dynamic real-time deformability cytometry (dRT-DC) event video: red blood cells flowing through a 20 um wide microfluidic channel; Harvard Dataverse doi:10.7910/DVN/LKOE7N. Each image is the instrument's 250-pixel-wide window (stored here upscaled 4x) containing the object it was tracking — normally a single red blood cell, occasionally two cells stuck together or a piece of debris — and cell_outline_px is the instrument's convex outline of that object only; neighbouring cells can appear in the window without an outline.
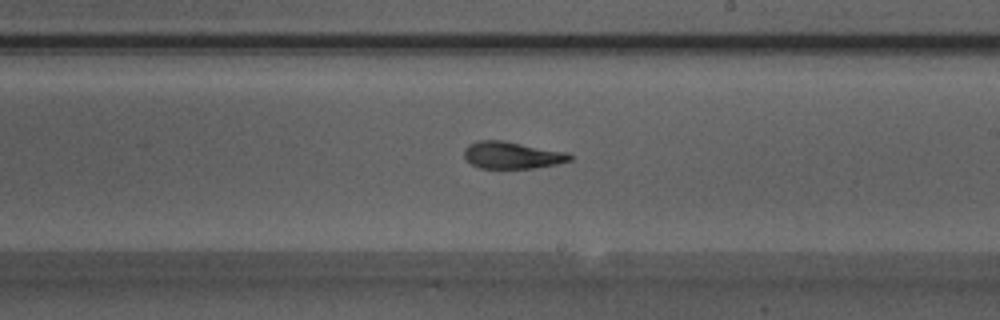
{"species": "Egyptian fruit bat (a non-hibernating species)", "species_latin": "Rousettus aegyptiacus", "temperature_condition": "warm", "stored_images_in_passage": 53, "camera_frame_rate_fps": 3000, "um_per_image_px": 0.085, "animal": {"sex": "male"}, "frame": {"image": 1, "passage_image": 31, "time_ms": 10.0, "image_size_px": [1000, 320], "cell_outline_px": [[572, 160], [556, 164], [532, 168], [480, 168], [464, 160], [464, 148], [468, 144], [476, 140], [504, 140], [568, 152], [572, 156]], "centroid_in_image_um": [43.49, 13.17], "position_along_channel_um": 245.5, "area_um2": 16.88}}
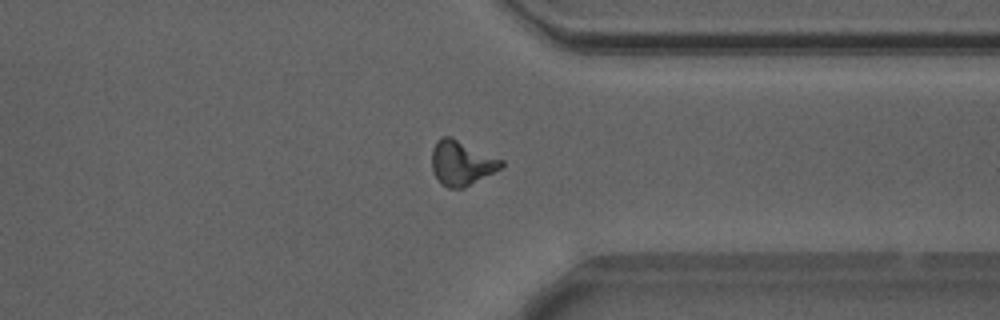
{"frame": {"image": 2, "passage_image": 41, "time_ms": 13.333, "image_size_px": [1000, 320], "cell_outline_px": [[504, 164], [500, 168], [464, 188], [448, 188], [440, 184], [432, 172], [432, 148], [436, 140], [440, 136], [448, 136], [504, 160]], "centroid_in_image_um": [39.18, 13.86], "position_along_channel_um": 372.2, "area_um2": 17.98}}
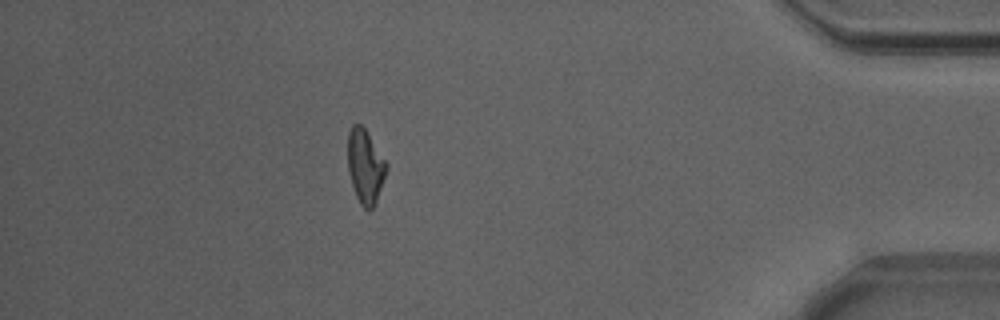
{"frame": {"image": 3, "passage_image": 47, "time_ms": 15.333, "image_size_px": [1000, 320], "cell_outline_px": [[388, 164], [376, 200], [372, 208], [368, 212], [360, 204], [356, 196], [348, 172], [348, 132], [352, 124], [360, 124], [364, 128]], "centroid_in_image_um": [31.02, 14.13], "position_along_channel_um": 404.2, "area_um2": 16.36}, "authors_computed_cell_mechanics": {"area_um2": 17.1088, "velocity_mm_per_s": 3.8825, "shape_relaxation_time_tau1_ms": null, "shape_relaxation_time_tau2_ms": 3.4236, "deformation_change_tau1": null, "deformation_change_tau2": 0.1138}}